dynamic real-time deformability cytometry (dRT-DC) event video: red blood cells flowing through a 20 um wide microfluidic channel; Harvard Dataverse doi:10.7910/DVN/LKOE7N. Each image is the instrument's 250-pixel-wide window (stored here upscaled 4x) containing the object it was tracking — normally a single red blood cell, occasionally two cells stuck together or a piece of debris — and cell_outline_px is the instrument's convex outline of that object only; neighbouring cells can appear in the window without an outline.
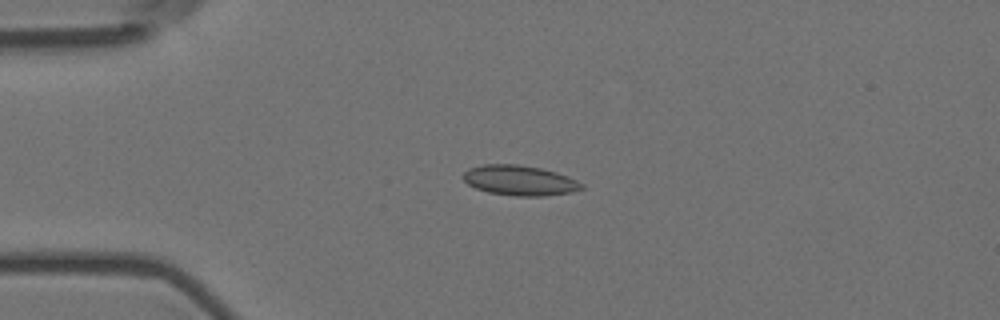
{"species": "Egyptian fruit bat (a non-hibernating species)", "species_latin": "Rousettus aegyptiacus", "temperature_condition": "room temperature", "stored_images_in_passage": 5, "camera_frame_rate_fps": 3000, "um_per_image_px": 0.085, "animal": {"sex": "female"}, "frame": {"image": 1, "passage_image": 4, "time_ms": 1.0, "image_size_px": [1000, 320], "cell_outline_px": [[584, 188], [572, 192], [544, 196], [516, 196], [488, 192], [476, 188], [468, 184], [464, 180], [464, 172], [468, 168], [484, 164], [516, 164], [540, 168], [556, 172], [568, 176], [584, 184]], "centroid_in_image_um": [44.19, 15.33], "position_along_channel_um": 40.8, "area_um2": 20.75}}